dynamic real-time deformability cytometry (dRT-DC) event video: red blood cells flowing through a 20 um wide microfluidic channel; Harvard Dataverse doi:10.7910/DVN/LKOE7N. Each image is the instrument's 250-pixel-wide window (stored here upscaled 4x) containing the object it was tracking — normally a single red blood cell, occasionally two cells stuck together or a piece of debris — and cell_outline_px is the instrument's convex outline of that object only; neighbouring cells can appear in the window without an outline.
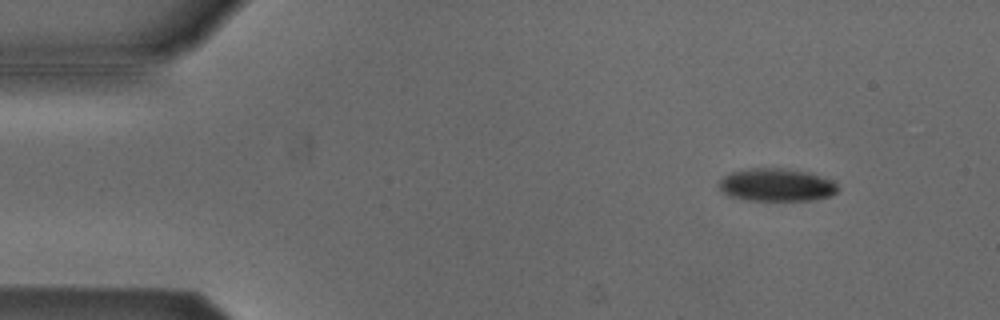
{"species": "Egyptian fruit bat (a non-hibernating species)", "species_latin": "Rousettus aegyptiacus", "temperature_condition": "cold", "stored_images_in_passage": 49, "camera_frame_rate_fps": 3000, "um_per_image_px": 0.085, "animal": {"sex": "male"}, "frame": {"image": 1, "passage_image": 2, "time_ms": 0.333, "image_size_px": [1000, 320], "cell_outline_px": [[836, 192], [828, 196], [808, 200], [748, 200], [728, 196], [720, 192], [720, 180], [724, 176], [732, 172], [748, 168], [784, 168], [812, 172], [832, 180], [836, 184]], "centroid_in_image_um": [65.97, 15.7], "position_along_channel_um": 19.0, "area_um2": 22.72}}
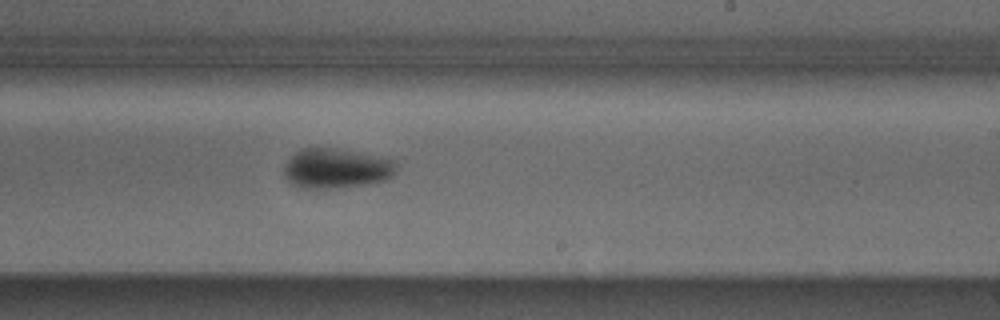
{"frame": {"image": 2, "passage_image": 28, "time_ms": 9.0, "image_size_px": [1000, 320], "cell_outline_px": [[396, 168], [392, 176], [384, 180], [368, 184], [336, 188], [300, 188], [292, 184], [284, 176], [284, 164], [296, 152], [304, 148], [336, 148], [396, 160]], "centroid_in_image_um": [28.57, 14.32], "position_along_channel_um": 260.4, "area_um2": 26.01}}
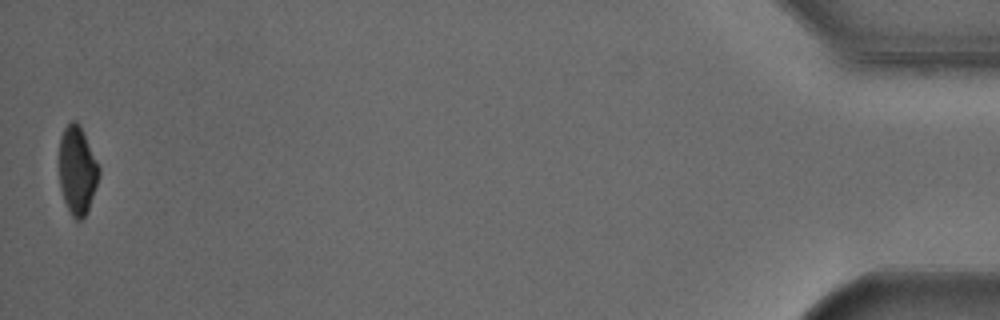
{"frame": {"image": 3, "passage_image": 49, "time_ms": 16.0, "image_size_px": [1000, 320], "cell_outline_px": [[100, 176], [88, 208], [84, 216], [80, 220], [76, 220], [72, 216], [64, 200], [60, 188], [60, 136], [64, 128], [72, 120], [76, 120], [80, 124], [100, 168]], "centroid_in_image_um": [6.57, 14.45], "position_along_channel_um": 428.6, "area_um2": 20.29}, "authors_computed_cell_mechanics": {"area_um2": 24.9118, "velocity_mm_per_s": 3.8164, "shape_relaxation_time_tau1_ms": 5.4441, "shape_relaxation_time_tau2_ms": null, "deformation_change_tau1": 0.1063, "deformation_change_tau2": null}}